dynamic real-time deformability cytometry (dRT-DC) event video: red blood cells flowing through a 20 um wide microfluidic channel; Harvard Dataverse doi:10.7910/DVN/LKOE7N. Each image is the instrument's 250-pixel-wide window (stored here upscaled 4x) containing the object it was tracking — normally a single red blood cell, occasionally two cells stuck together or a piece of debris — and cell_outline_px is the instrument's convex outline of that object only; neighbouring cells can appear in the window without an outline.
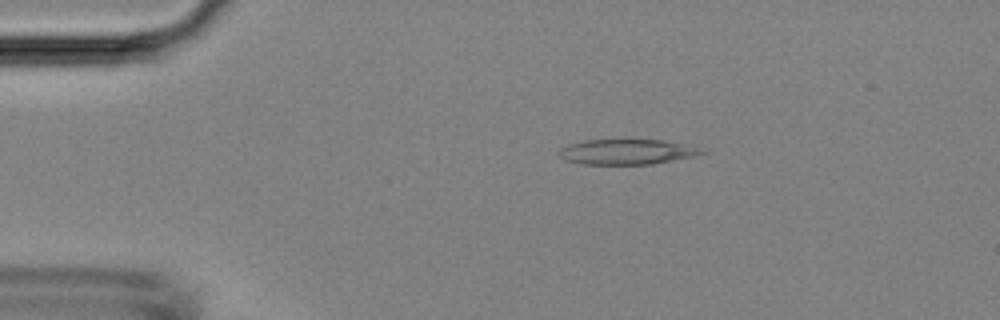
{"species": "Egyptian fruit bat (a non-hibernating species)", "species_latin": "Rousettus aegyptiacus", "temperature_condition": "room temperature", "stored_images_in_passage": 47, "camera_frame_rate_fps": 3000, "um_per_image_px": 0.085, "animal": {"sex": "female"}, "frame": {"image": 1, "passage_image": 9, "time_ms": 2.667, "image_size_px": [1000, 320], "cell_outline_px": [[708, 152], [696, 156], [652, 164], [580, 164], [564, 160], [556, 152], [560, 148], [568, 144], [584, 140], [624, 136], [664, 140], [704, 148]], "centroid_in_image_um": [53.28, 12.85], "position_along_channel_um": 31.7, "area_um2": 22.37}}
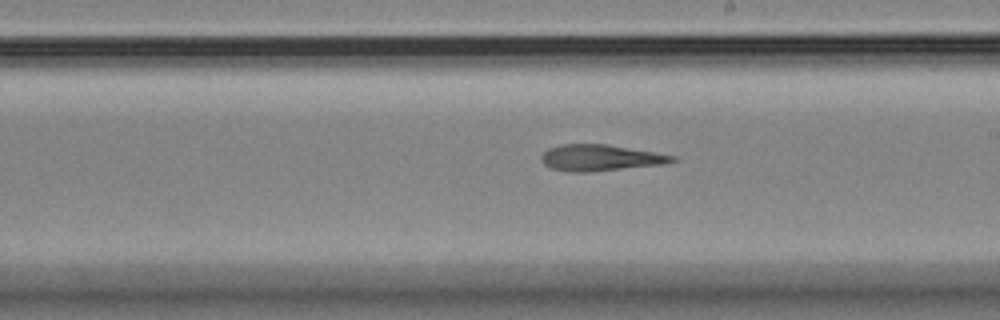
{"frame": {"image": 2, "passage_image": 27, "time_ms": 8.667, "image_size_px": [1000, 320], "cell_outline_px": [[680, 160], [664, 164], [588, 172], [568, 172], [552, 168], [544, 164], [540, 160], [540, 156], [548, 148], [560, 144], [608, 144], [676, 156]], "centroid_in_image_um": [51.02, 13.41], "position_along_channel_um": 238.0, "area_um2": 20.11}}
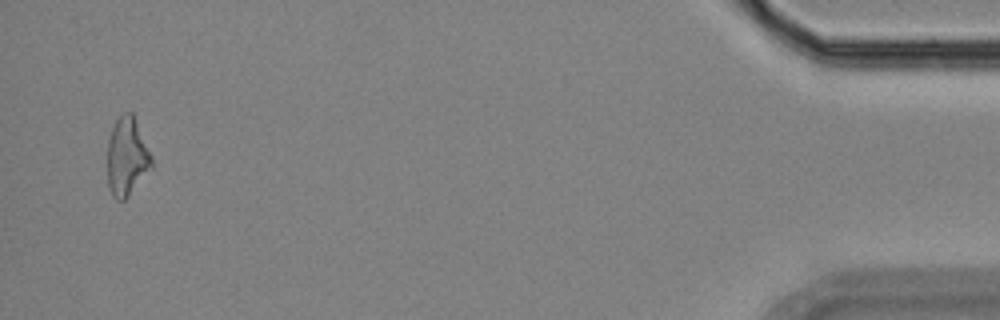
{"frame": {"image": 3, "passage_image": 46, "time_ms": 15.0, "image_size_px": [1000, 320], "cell_outline_px": [[152, 168], [128, 196], [124, 200], [116, 200], [112, 196], [108, 184], [108, 140], [112, 128], [116, 120], [124, 112], [132, 112], [152, 156]], "centroid_in_image_um": [10.79, 13.33], "position_along_channel_um": 424.4, "area_um2": 20.06}}